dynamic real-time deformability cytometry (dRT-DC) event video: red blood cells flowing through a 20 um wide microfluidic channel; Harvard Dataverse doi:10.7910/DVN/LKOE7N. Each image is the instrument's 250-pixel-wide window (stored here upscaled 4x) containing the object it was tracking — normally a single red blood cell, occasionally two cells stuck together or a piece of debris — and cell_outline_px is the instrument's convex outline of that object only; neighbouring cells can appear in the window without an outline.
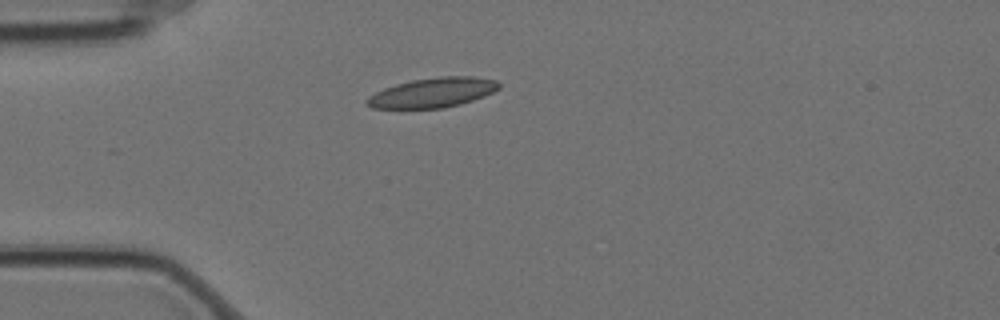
{"species": "Egyptian fruit bat (a non-hibernating species)", "species_latin": "Rousettus aegyptiacus", "temperature_condition": "cold", "stored_images_in_passage": 2, "camera_frame_rate_fps": 3000, "um_per_image_px": 0.085, "animal": {"sex": "female"}, "frame": {"image": 1, "passage_image": 2, "time_ms": 0.333, "image_size_px": [1000, 320], "cell_outline_px": [[500, 88], [484, 96], [460, 104], [444, 108], [372, 108], [364, 100], [368, 96], [384, 88], [396, 84], [412, 80], [440, 76], [472, 76], [496, 80], [500, 84]], "centroid_in_image_um": [36.78, 7.87], "position_along_channel_um": 48.2, "area_um2": 22.77}}